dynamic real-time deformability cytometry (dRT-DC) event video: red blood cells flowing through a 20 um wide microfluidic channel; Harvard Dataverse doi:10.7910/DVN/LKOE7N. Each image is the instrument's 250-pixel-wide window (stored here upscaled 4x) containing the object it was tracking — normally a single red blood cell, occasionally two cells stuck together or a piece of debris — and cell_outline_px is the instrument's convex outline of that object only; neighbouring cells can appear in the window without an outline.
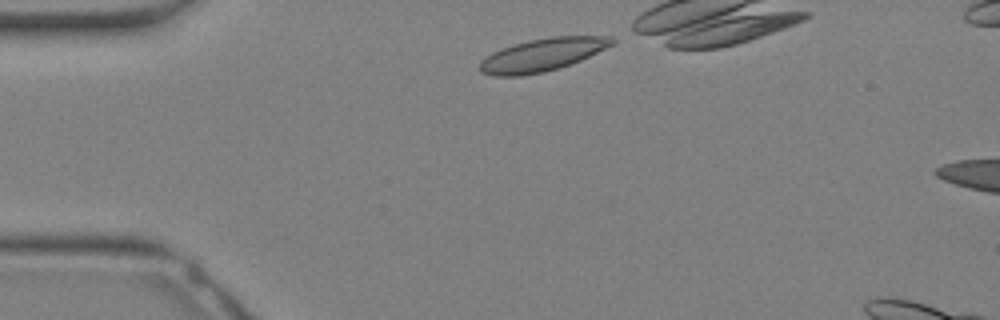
{"species": "Egyptian fruit bat (a non-hibernating species)", "species_latin": "Rousettus aegyptiacus", "temperature_condition": "warm", "stored_images_in_passage": 21, "camera_frame_rate_fps": 3000, "um_per_image_px": 0.085, "animal": {"sex": "female"}, "frame": {"image": 1, "passage_image": 1, "time_ms": 0.0, "image_size_px": [1000, 320], "cell_outline_px": [[616, 44], [580, 60], [544, 72], [520, 76], [492, 76], [480, 72], [480, 60], [492, 52], [512, 44], [528, 40], [552, 36], [612, 36], [616, 40]], "centroid_in_image_um": [46.09, 4.65], "position_along_channel_um": 38.9, "area_um2": 25.37}}
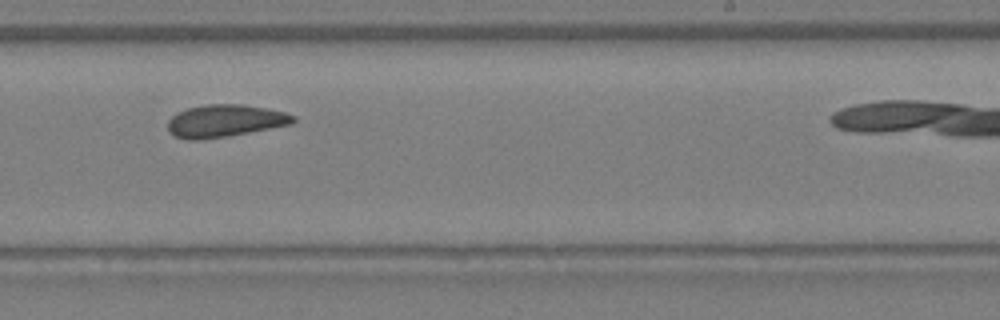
{"frame": {"image": 2, "passage_image": 14, "time_ms": 4.333, "image_size_px": [1000, 320], "cell_outline_px": [[296, 120], [292, 124], [228, 136], [200, 140], [188, 140], [172, 136], [168, 132], [168, 120], [176, 112], [188, 108], [208, 104], [240, 104], [264, 108], [284, 112], [296, 116]], "centroid_in_image_um": [19.08, 10.28], "position_along_channel_um": 269.9, "area_um2": 23.76}}
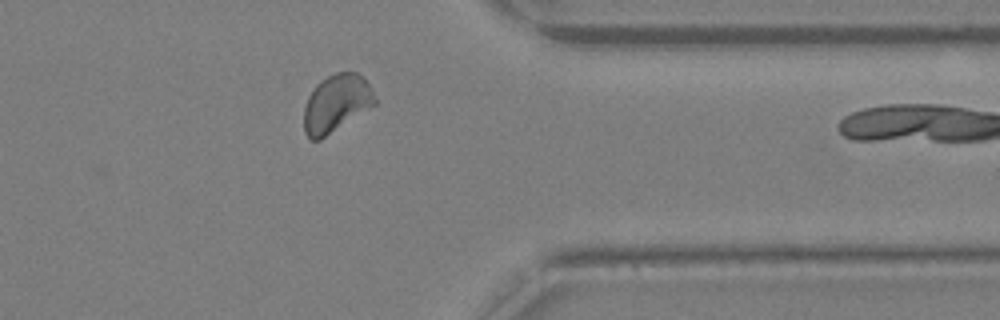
{"frame": {"image": 3, "passage_image": 20, "time_ms": 6.333, "image_size_px": [1000, 320], "cell_outline_px": [[376, 104], [320, 140], [308, 140], [304, 132], [304, 108], [308, 96], [316, 84], [320, 80], [336, 72], [356, 72], [364, 76], [376, 96]], "centroid_in_image_um": [28.58, 8.78], "position_along_channel_um": 382.8, "area_um2": 23.99}}